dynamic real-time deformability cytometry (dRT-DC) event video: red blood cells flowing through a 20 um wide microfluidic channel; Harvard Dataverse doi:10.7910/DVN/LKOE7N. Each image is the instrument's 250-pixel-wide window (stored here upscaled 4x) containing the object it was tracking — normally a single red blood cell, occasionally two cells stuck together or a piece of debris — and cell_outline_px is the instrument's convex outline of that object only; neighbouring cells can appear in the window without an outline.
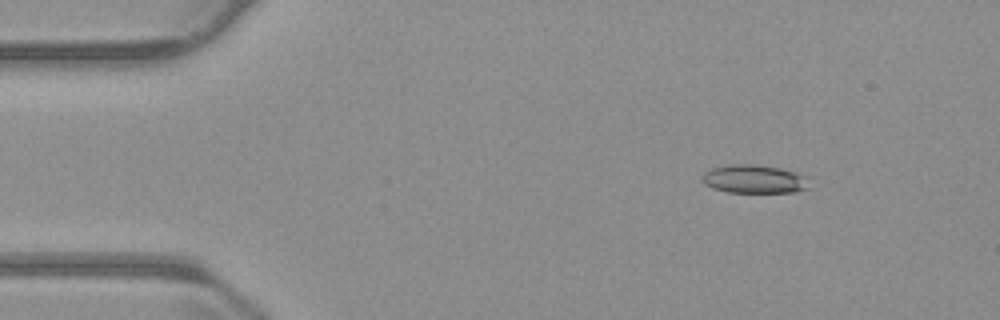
{"species": "common noctule bat (a hibernating species)", "species_latin": "Nyctalus noctula", "temperature_condition": "warm", "stored_images_in_passage": 48, "camera_frame_rate_fps": 3000, "um_per_image_px": 0.085, "animal": {"sex": "male", "body_mass_g": 23.1, "forearm_length_mm": 52.7}, "frame": {"image": 1, "passage_image": 1, "time_ms": 0.0, "image_size_px": [1000, 320], "cell_outline_px": [[808, 188], [796, 192], [728, 192], [712, 188], [704, 184], [704, 172], [712, 168], [728, 164], [756, 164], [780, 168], [804, 176]], "centroid_in_image_um": [64.06, 15.22], "position_along_channel_um": 20.9, "area_um2": 17.46}}
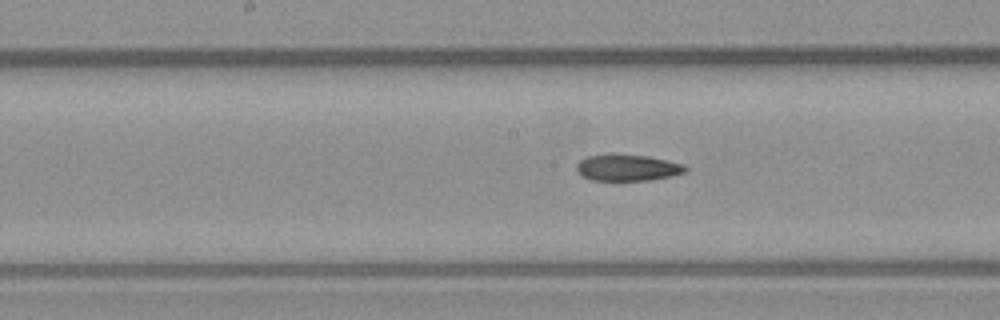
{"frame": {"image": 2, "passage_image": 21, "time_ms": 6.667, "image_size_px": [1000, 320], "cell_outline_px": [[688, 168], [684, 172], [672, 176], [648, 180], [592, 180], [584, 176], [576, 168], [576, 164], [580, 160], [588, 156], [608, 152], [612, 152], [648, 156], [668, 160], [684, 164]], "centroid_in_image_um": [53.34, 14.21], "position_along_channel_um": 194.9, "area_um2": 17.05}}
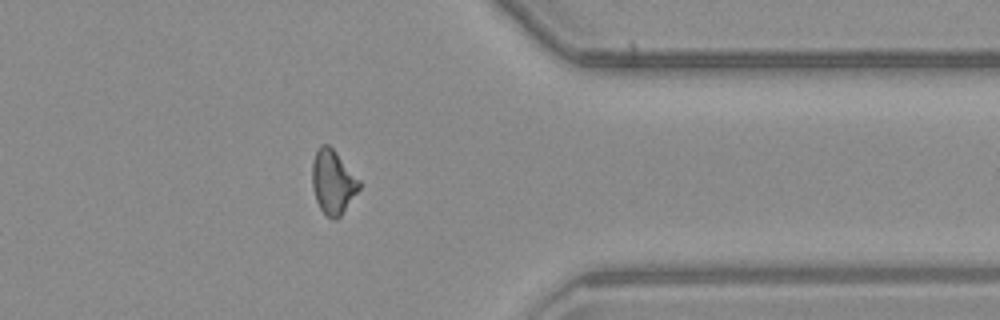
{"frame": {"image": 3, "passage_image": 37, "time_ms": 12.0, "image_size_px": [1000, 320], "cell_outline_px": [[360, 188], [340, 216], [336, 220], [332, 220], [320, 208], [316, 200], [312, 188], [312, 160], [316, 148], [320, 144], [328, 144], [336, 152], [360, 180]], "centroid_in_image_um": [28.27, 15.44], "position_along_channel_um": 383.1, "area_um2": 17.57}}